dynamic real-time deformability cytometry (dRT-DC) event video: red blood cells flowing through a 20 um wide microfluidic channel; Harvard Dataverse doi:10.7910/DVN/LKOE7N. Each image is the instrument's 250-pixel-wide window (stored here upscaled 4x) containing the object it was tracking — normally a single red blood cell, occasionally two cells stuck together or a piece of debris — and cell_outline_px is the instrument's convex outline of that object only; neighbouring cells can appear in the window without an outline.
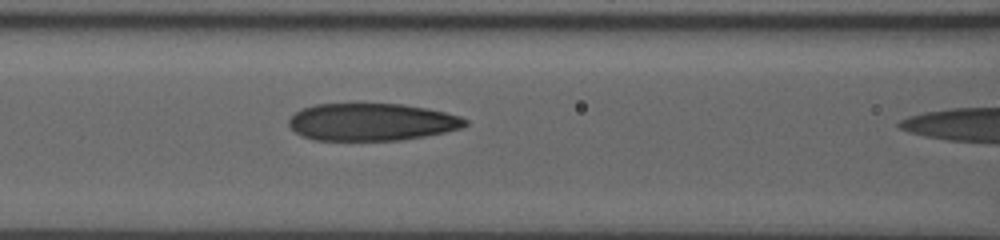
{"species": "human", "species_latin": "Homo sapiens", "temperature_condition": "room temperature", "stored_images_in_passage": 10, "camera_frame_rate_fps": 3000, "um_per_image_px": 0.085, "donor": {"sex": "male"}, "frame": {"image": 1, "passage_image": 9, "time_ms": 2.667, "image_size_px": [1000, 240], "cell_outline_px": [[468, 124], [460, 128], [444, 132], [424, 136], [400, 140], [312, 140], [296, 132], [288, 124], [288, 120], [300, 108], [316, 104], [400, 104], [428, 108], [460, 116], [468, 120]], "centroid_in_image_um": [31.58, 10.36], "position_along_channel_um": 135.0, "area_um2": 38.32}}